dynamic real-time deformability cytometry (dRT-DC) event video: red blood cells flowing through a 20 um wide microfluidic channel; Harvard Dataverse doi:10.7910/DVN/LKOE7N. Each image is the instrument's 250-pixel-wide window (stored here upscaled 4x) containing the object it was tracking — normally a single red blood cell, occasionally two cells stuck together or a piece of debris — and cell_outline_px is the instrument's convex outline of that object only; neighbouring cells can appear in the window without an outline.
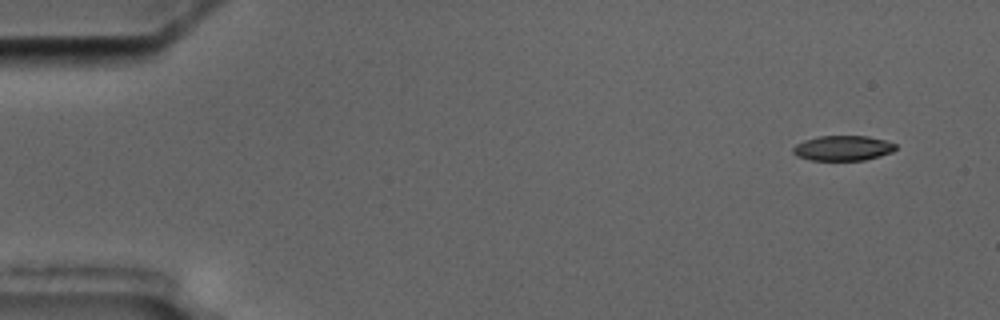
{"species": "common noctule bat (a hibernating species)", "species_latin": "Nyctalus noctula", "temperature_condition": "cold", "stored_images_in_passage": 5, "camera_frame_rate_fps": 3000, "um_per_image_px": 0.085, "animal": {"sex": "male", "body_mass_g": 17.5, "forearm_length_mm": 52.3}, "frame": {"image": 1, "passage_image": 1, "time_ms": 0.0, "image_size_px": [1000, 320], "cell_outline_px": [[896, 148], [892, 152], [880, 156], [864, 160], [812, 160], [796, 156], [792, 152], [792, 148], [796, 144], [804, 140], [816, 136], [868, 136], [884, 140], [896, 144]], "centroid_in_image_um": [71.62, 12.59], "position_along_channel_um": 13.4, "area_um2": 15.03}}
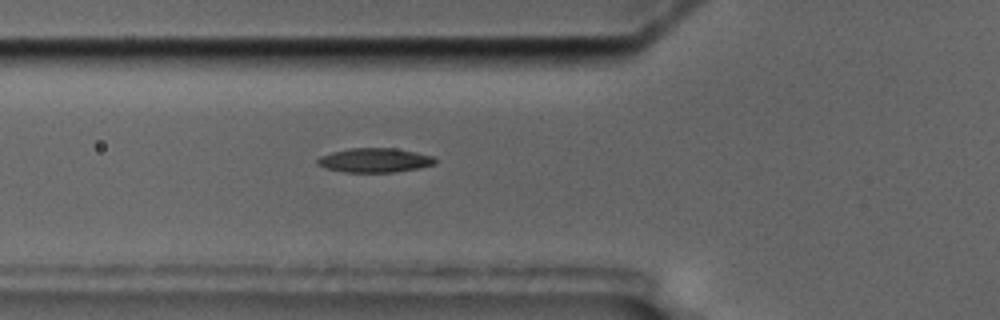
{"frame": {"image": 2, "passage_image": 5, "time_ms": 5.667, "image_size_px": [1000, 320], "cell_outline_px": [[436, 164], [420, 168], [392, 172], [344, 172], [324, 168], [316, 164], [316, 160], [320, 156], [332, 152], [348, 148], [396, 148], [416, 152], [432, 156], [436, 160]], "centroid_in_image_um": [31.83, 13.62], "position_along_channel_um": 94.0, "area_um2": 16.76}}